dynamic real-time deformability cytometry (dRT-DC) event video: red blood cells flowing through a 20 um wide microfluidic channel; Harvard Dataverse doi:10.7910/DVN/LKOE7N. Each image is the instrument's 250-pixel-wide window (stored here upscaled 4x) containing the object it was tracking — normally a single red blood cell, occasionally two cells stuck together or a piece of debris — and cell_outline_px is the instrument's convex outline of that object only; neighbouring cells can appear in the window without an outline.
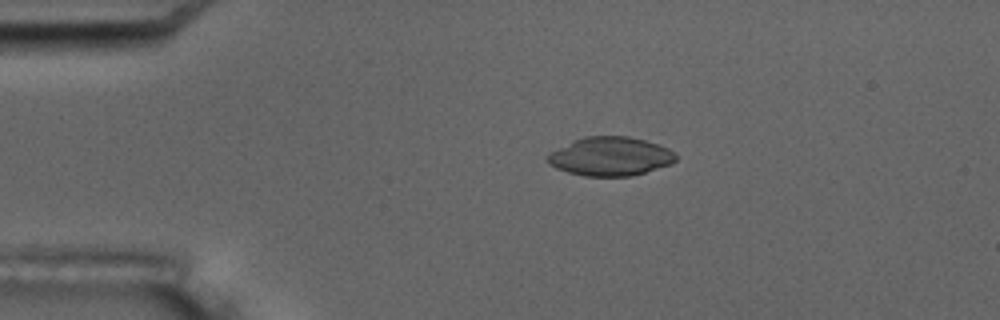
{"species": "common noctule bat (a hibernating species)", "species_latin": "Nyctalus noctula", "temperature_condition": "room temperature", "stored_images_in_passage": 4, "camera_frame_rate_fps": 3000, "um_per_image_px": 0.085, "animal": {"sex": "male", "body_mass_g": 17.5, "forearm_length_mm": 52.3}, "frame": {"image": 1, "passage_image": 3, "time_ms": 3.0, "image_size_px": [1000, 320], "cell_outline_px": [[676, 160], [672, 164], [632, 176], [584, 176], [568, 172], [556, 168], [548, 164], [548, 156], [552, 152], [572, 140], [584, 136], [628, 136], [660, 144], [676, 152]], "centroid_in_image_um": [51.92, 13.29], "position_along_channel_um": 33.1, "area_um2": 29.07}}